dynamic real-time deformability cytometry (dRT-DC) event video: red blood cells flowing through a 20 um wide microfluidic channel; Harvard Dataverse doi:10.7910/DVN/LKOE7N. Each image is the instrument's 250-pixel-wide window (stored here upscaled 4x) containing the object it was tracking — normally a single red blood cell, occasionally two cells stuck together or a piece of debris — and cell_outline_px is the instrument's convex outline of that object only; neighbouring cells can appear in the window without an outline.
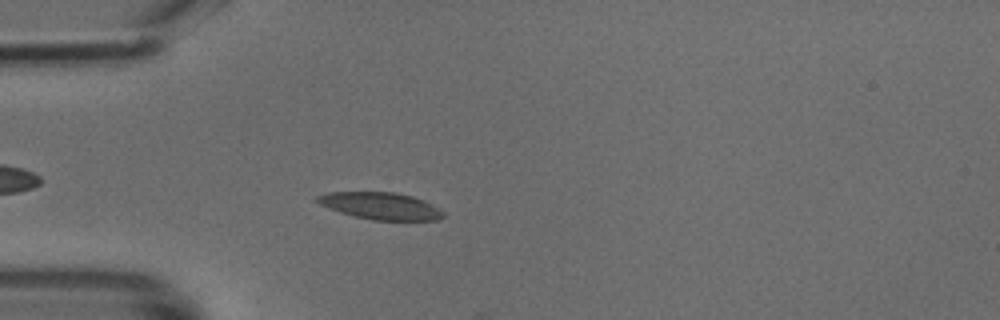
{"species": "common noctule bat (a hibernating species)", "species_latin": "Nyctalus noctula", "temperature_condition": "cold", "stored_images_in_passage": 8, "camera_frame_rate_fps": 3000, "um_per_image_px": 0.085, "animal": {"sex": "male", "body_mass_g": 18.8}, "frame": {"image": 1, "passage_image": 6, "time_ms": 1.667, "image_size_px": [1000, 320], "cell_outline_px": [[444, 216], [436, 220], [372, 220], [340, 212], [320, 204], [316, 200], [316, 196], [328, 192], [396, 192], [412, 196], [444, 212]], "centroid_in_image_um": [32.31, 17.5], "position_along_channel_um": 52.7, "area_um2": 19.42}}